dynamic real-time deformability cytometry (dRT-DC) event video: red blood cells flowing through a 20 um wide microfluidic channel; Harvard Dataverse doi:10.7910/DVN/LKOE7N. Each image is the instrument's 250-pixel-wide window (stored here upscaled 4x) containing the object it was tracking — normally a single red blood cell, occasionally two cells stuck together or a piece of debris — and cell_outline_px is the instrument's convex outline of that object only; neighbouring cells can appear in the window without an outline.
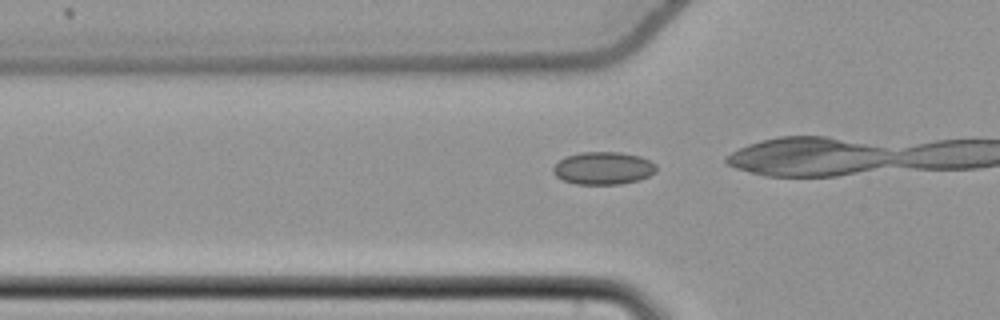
{"species": "common noctule bat (a hibernating species)", "species_latin": "Nyctalus noctula", "temperature_condition": "cold", "stored_images_in_passage": 9, "camera_frame_rate_fps": 3000, "um_per_image_px": 0.085, "animal": {"sex": "female", "body_mass_g": 22.7, "forearm_length_mm": 54.2}, "frame": {"image": 1, "passage_image": 3, "time_ms": 0.667, "image_size_px": [1000, 320], "cell_outline_px": [[656, 172], [640, 180], [620, 184], [576, 184], [564, 180], [556, 176], [552, 172], [552, 168], [564, 156], [580, 152], [620, 152], [640, 156], [656, 164]], "centroid_in_image_um": [51.27, 14.29], "position_along_channel_um": 74.5, "area_um2": 19.71}}